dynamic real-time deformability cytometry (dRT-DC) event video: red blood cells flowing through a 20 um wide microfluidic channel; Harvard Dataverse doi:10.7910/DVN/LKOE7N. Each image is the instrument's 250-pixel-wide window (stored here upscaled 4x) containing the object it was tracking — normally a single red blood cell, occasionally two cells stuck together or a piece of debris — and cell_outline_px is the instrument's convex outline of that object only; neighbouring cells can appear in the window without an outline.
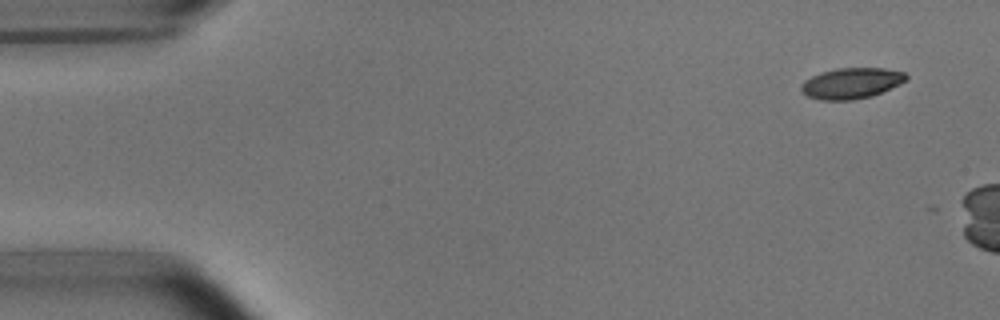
{"species": "common noctule bat (a hibernating species)", "species_latin": "Nyctalus noctula", "temperature_condition": "room temperature", "stored_images_in_passage": 4, "camera_frame_rate_fps": 3000, "um_per_image_px": 0.085, "animal": {"sex": "male", "body_mass_g": 15.6}, "frame": {"image": 1, "passage_image": 1, "time_ms": 0.0, "image_size_px": [1000, 320], "cell_outline_px": [[908, 80], [872, 96], [852, 100], [820, 100], [808, 96], [800, 88], [804, 80], [812, 76], [836, 68], [884, 68], [904, 72], [908, 76]], "centroid_in_image_um": [72.39, 7.07], "position_along_channel_um": 12.6, "area_um2": 18.73}}